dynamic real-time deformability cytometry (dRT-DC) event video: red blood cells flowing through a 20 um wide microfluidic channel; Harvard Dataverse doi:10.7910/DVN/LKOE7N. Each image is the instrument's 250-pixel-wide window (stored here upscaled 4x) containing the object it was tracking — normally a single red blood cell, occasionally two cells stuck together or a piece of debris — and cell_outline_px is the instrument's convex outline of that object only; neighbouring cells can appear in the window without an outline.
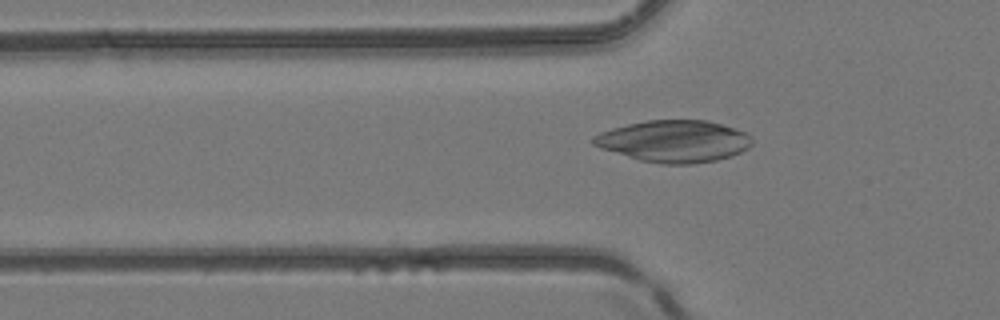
{"species": "common noctule bat (a hibernating species)", "species_latin": "Nyctalus noctula", "temperature_condition": "room temperature", "stored_images_in_passage": 3, "camera_frame_rate_fps": 3000, "um_per_image_px": 0.085, "animal": {"sex": "female", "body_mass_g": 24.6, "forearm_length_mm": 56.2}, "frame": {"image": 1, "passage_image": 3, "time_ms": 0.667, "image_size_px": [1000, 320], "cell_outline_px": [[752, 144], [748, 148], [732, 156], [716, 160], [692, 164], [660, 164], [640, 160], [600, 148], [592, 144], [592, 136], [600, 132], [612, 128], [628, 124], [648, 120], [708, 120], [748, 132], [752, 136]], "centroid_in_image_um": [57.32, 12.0], "position_along_channel_um": 68.5, "area_um2": 38.9}}